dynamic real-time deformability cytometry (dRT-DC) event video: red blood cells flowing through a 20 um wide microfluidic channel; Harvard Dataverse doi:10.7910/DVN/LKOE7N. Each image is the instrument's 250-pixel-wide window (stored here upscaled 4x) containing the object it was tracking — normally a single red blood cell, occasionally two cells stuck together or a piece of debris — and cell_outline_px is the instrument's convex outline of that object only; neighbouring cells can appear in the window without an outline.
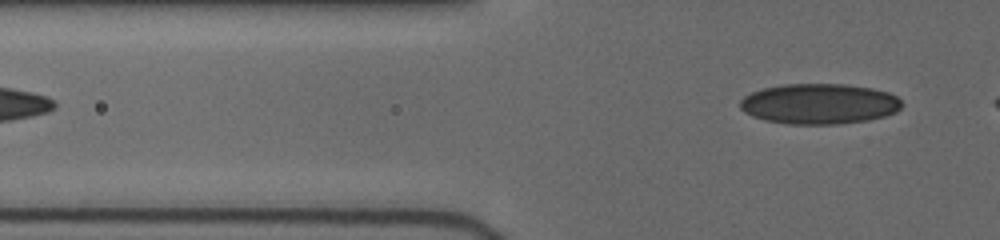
{"species": "human", "species_latin": "Homo sapiens", "temperature_condition": "cold", "stored_images_in_passage": 3, "segment_of_instrument_passage": [2, 2], "camera_frame_rate_fps": 3000, "um_per_image_px": 0.085, "donor": {"sex": "female"}, "frame": {"image": 1, "passage_image": 3, "time_ms": 2.0, "image_size_px": [1000, 240], "cell_outline_px": [[904, 104], [896, 112], [884, 116], [868, 120], [840, 124], [784, 124], [764, 120], [752, 116], [744, 112], [740, 108], [740, 100], [744, 96], [752, 92], [764, 88], [784, 84], [844, 84], [872, 88], [888, 92], [896, 96]], "centroid_in_image_um": [69.63, 8.83], "position_along_channel_um": 56.2, "area_um2": 38.32}}